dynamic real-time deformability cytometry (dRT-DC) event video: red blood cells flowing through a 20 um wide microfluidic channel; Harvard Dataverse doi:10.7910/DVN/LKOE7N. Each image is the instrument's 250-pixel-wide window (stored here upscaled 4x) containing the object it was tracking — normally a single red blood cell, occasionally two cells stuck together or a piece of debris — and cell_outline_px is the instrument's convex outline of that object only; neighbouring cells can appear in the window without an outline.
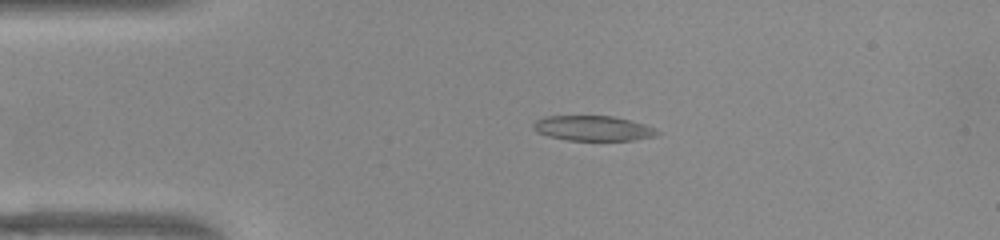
{"species": "common noctule bat (a hibernating species)", "species_latin": "Nyctalus noctula", "temperature_condition": "warm", "stored_images_in_passage": 51, "camera_frame_rate_fps": 3000, "um_per_image_px": 0.085, "animal": {"sex": "female", "body_mass_g": 22.0, "forearm_length_mm": 56.7}, "frame": {"image": 1, "passage_image": 10, "time_ms": 3.0, "image_size_px": [1000, 240], "cell_outline_px": [[660, 132], [656, 136], [632, 140], [568, 140], [548, 136], [536, 132], [532, 124], [536, 120], [544, 116], [612, 116], [644, 124], [656, 128]], "centroid_in_image_um": [50.39, 10.9], "position_along_channel_um": 34.6, "area_um2": 18.03}}
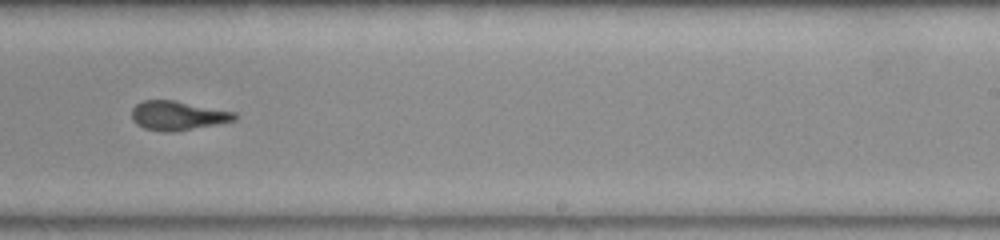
{"frame": {"image": 2, "passage_image": 31, "time_ms": 10.0, "image_size_px": [1000, 240], "cell_outline_px": [[240, 116], [236, 120], [216, 124], [172, 132], [168, 132], [144, 128], [136, 124], [132, 120], [132, 108], [136, 104], [144, 100], [176, 100], [236, 112]], "centroid_in_image_um": [15.13, 9.81], "position_along_channel_um": 273.9, "area_um2": 17.57}}
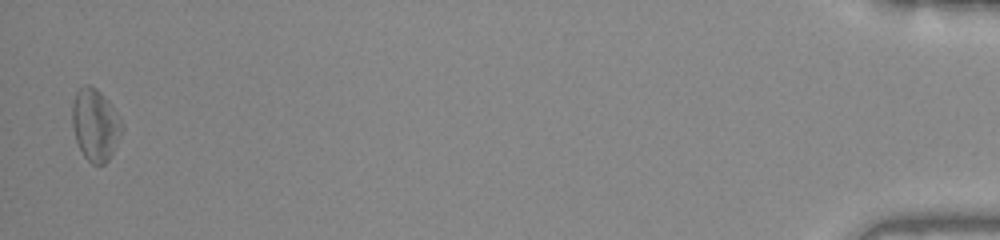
{"frame": {"image": 3, "passage_image": 50, "time_ms": 16.333, "image_size_px": [1000, 240], "cell_outline_px": [[124, 128], [108, 160], [104, 164], [92, 164], [84, 156], [76, 140], [72, 128], [72, 104], [76, 92], [84, 84], [88, 84], [96, 88], [112, 104], [120, 116], [124, 124]], "centroid_in_image_um": [8.11, 10.58], "position_along_channel_um": 427.1, "area_um2": 20.98}, "authors_computed_cell_mechanics": {"area_um2": 18.3804, "velocity_mm_per_s": 3.9375, "shape_relaxation_time_tau1_ms": null, "shape_relaxation_time_tau2_ms": 3.2957, "deformation_change_tau1": null, "deformation_change_tau2": 0.126}}